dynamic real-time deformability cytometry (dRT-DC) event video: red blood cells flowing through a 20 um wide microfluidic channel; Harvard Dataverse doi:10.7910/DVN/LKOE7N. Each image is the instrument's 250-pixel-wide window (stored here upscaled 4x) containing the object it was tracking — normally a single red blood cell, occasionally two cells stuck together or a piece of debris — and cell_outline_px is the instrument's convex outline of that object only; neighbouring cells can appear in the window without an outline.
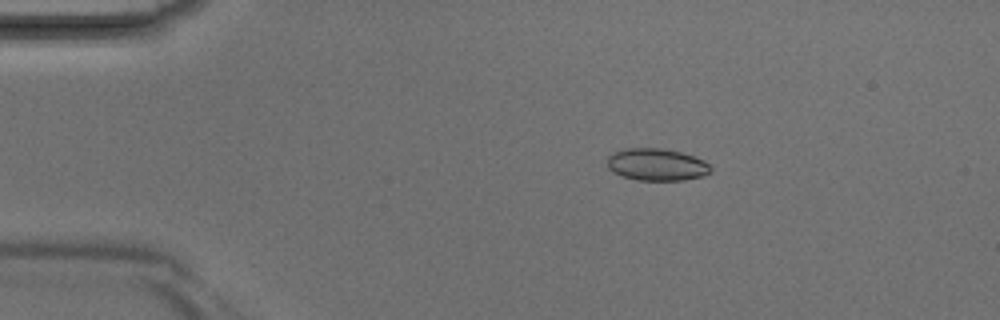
{"species": "Egyptian fruit bat (a non-hibernating species)", "species_latin": "Rousettus aegyptiacus", "temperature_condition": "room temperature", "stored_images_in_passage": 2, "camera_frame_rate_fps": 3000, "um_per_image_px": 0.085, "animal": {"sex": "male"}, "frame": {"image": 1, "passage_image": 1, "time_ms": 0.0, "image_size_px": [1000, 320], "cell_outline_px": [[712, 172], [704, 176], [684, 180], [636, 180], [612, 172], [608, 168], [608, 156], [612, 152], [624, 148], [664, 148], [696, 156], [704, 160], [712, 168]], "centroid_in_image_um": [55.84, 13.98], "position_along_channel_um": 29.2, "area_um2": 19.65}}